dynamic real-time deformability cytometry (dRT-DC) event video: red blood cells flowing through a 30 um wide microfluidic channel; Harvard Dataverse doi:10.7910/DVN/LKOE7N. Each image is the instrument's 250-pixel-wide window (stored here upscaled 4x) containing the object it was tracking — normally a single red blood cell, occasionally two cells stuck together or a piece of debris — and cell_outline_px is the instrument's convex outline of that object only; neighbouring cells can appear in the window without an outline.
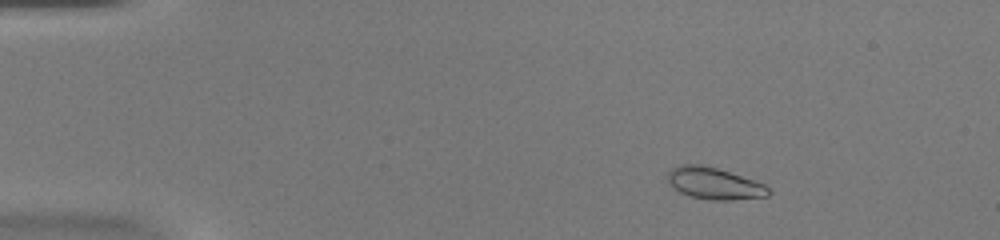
{"species": "common noctule bat (a hibernating species)", "species_latin": "Nyctalus noctula", "temperature_condition": "warm", "stored_images_in_passage": 52, "camera_frame_rate_fps": 3000, "um_per_image_px": 0.085, "animal": {"sex": "female", "body_mass_g": 20.0, "forearm_length_mm": 54.0}, "frame": {"image": 1, "passage_image": 7, "time_ms": 2.0, "image_size_px": [1000, 240], "cell_outline_px": [[772, 192], [768, 196], [732, 200], [712, 200], [692, 196], [680, 192], [668, 184], [664, 180], [668, 172], [672, 168], [680, 164], [704, 164], [764, 184]], "centroid_in_image_um": [60.65, 15.58], "position_along_channel_um": 24.4, "area_um2": 18.67}}
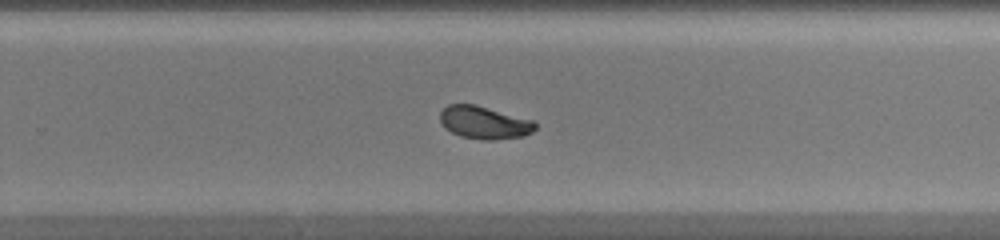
{"frame": {"image": 2, "passage_image": 34, "time_ms": 11.0, "image_size_px": [1000, 240], "cell_outline_px": [[536, 128], [532, 132], [524, 136], [496, 140], [484, 140], [460, 136], [444, 128], [440, 120], [440, 112], [448, 104], [476, 104], [532, 120], [536, 124]], "centroid_in_image_um": [41.15, 10.42], "position_along_channel_um": 288.7, "area_um2": 18.21}}
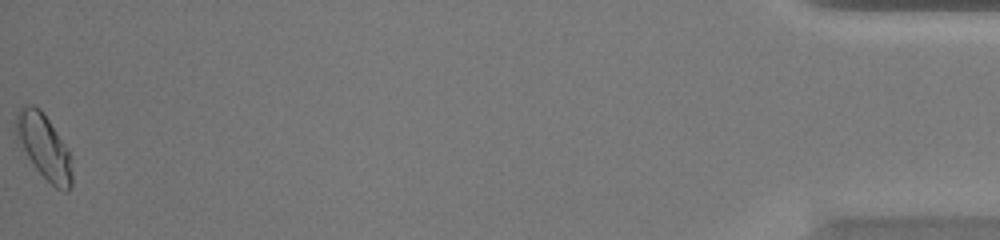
{"frame": {"image": 3, "passage_image": 52, "time_ms": 17.0, "image_size_px": [1000, 240], "cell_outline_px": [[72, 184], [68, 192], [64, 192], [56, 188], [36, 168], [28, 156], [16, 136], [16, 112], [24, 104], [32, 104], [40, 108], [68, 148], [72, 172]], "centroid_in_image_um": [3.75, 12.45], "position_along_channel_um": 431.4, "area_um2": 20.81}, "authors_computed_cell_mechanics": {"area_um2": 18.3515, "velocity_mm_per_s": 3.9541, "shape_relaxation_time_tau1_ms": 11.2521, "shape_relaxation_time_tau2_ms": 1.7147, "deformation_change_tau1": 0.2547, "deformation_change_tau2": 0.0387}}